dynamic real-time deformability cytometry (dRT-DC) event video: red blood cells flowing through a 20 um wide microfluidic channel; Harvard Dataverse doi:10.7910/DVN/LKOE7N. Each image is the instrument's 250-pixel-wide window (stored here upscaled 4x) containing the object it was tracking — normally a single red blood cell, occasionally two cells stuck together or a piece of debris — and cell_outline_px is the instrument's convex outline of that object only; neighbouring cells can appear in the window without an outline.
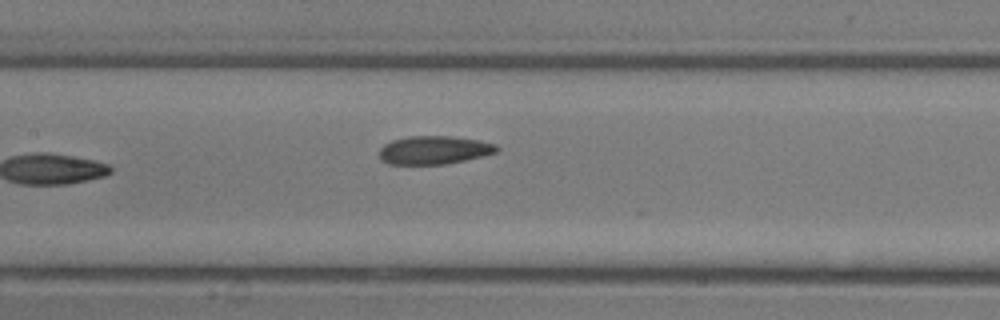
{"species": "common noctule bat (a hibernating species)", "species_latin": "Nyctalus noctula", "temperature_condition": "room temperature", "stored_images_in_passage": 13, "camera_frame_rate_fps": 3000, "um_per_image_px": 0.085, "animal": {"sex": "male", "body_mass_g": 13.3}, "frame": {"image": 1, "passage_image": 13, "time_ms": 4.0, "image_size_px": [1000, 320], "cell_outline_px": [[500, 148], [496, 152], [464, 160], [444, 164], [388, 164], [380, 160], [380, 148], [384, 144], [392, 140], [408, 136], [452, 136], [480, 140], [496, 144]], "centroid_in_image_um": [36.88, 12.74], "position_along_channel_um": 170.5, "area_um2": 19.36}}